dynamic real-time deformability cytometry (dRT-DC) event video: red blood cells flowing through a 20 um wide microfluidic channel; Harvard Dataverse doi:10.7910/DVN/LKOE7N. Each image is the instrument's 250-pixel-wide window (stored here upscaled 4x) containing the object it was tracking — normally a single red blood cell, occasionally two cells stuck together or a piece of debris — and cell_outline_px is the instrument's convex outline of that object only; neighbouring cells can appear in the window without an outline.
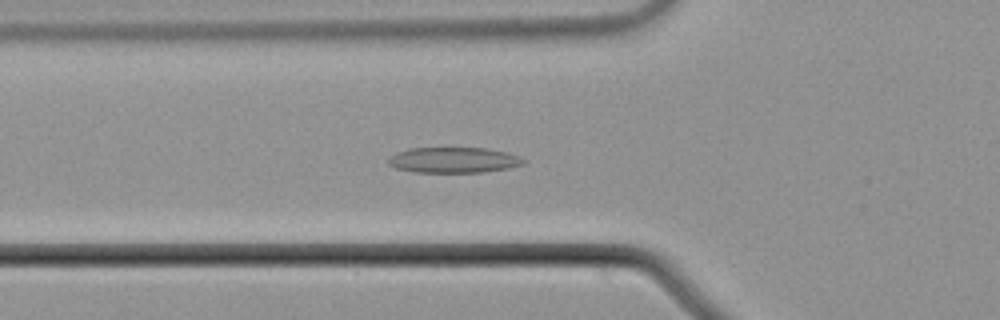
{"species": "common noctule bat (a hibernating species)", "species_latin": "Nyctalus noctula", "temperature_condition": "cold", "stored_images_in_passage": 56, "camera_frame_rate_fps": 3000, "um_per_image_px": 0.085, "animal": {"sex": "male", "body_mass_g": 21.5, "forearm_length_mm": 52.0}, "frame": {"image": 1, "passage_image": 20, "time_ms": 6.333, "image_size_px": [1000, 320], "cell_outline_px": [[528, 160], [524, 164], [508, 168], [484, 172], [412, 172], [396, 168], [388, 164], [388, 156], [396, 152], [408, 148], [488, 148], [508, 152], [520, 156]], "centroid_in_image_um": [38.57, 13.6], "position_along_channel_um": 87.2, "area_um2": 20.46}}
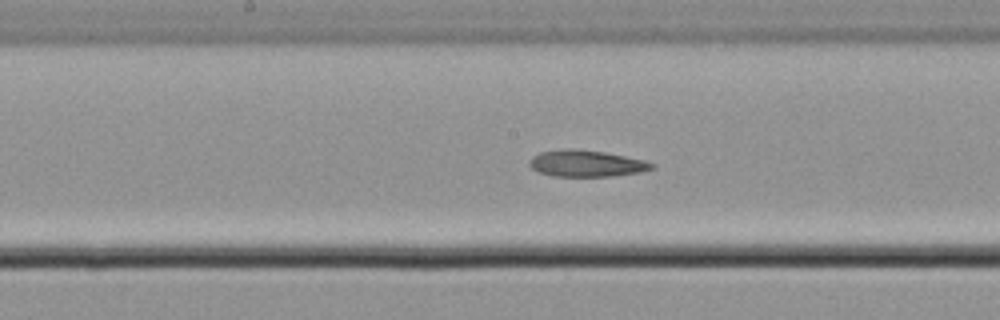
{"frame": {"image": 2, "passage_image": 29, "time_ms": 9.333, "image_size_px": [1000, 320], "cell_outline_px": [[656, 164], [652, 168], [640, 172], [612, 176], [552, 176], [540, 172], [532, 168], [528, 164], [532, 156], [540, 152], [568, 148], [572, 148], [604, 152], [644, 160]], "centroid_in_image_um": [49.82, 13.89], "position_along_channel_um": 198.4, "area_um2": 18.79}}
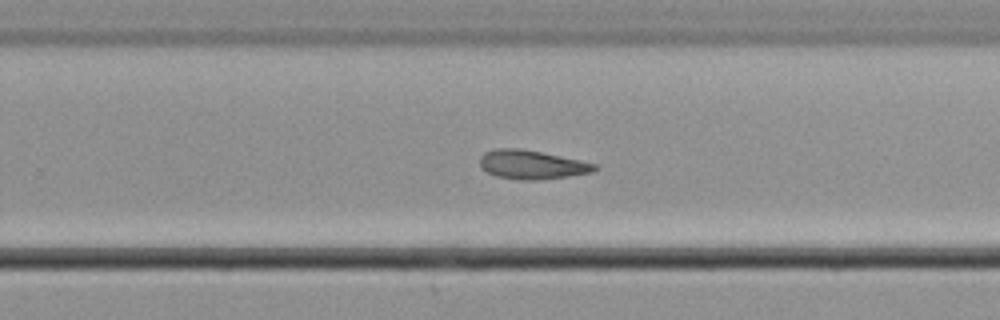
{"frame": {"image": 3, "passage_image": 36, "time_ms": 11.667, "image_size_px": [1000, 320], "cell_outline_px": [[600, 168], [592, 172], [568, 176], [536, 180], [520, 180], [496, 176], [480, 168], [480, 156], [484, 152], [496, 148], [516, 148], [540, 152], [596, 164]], "centroid_in_image_um": [45.16, 14.0], "position_along_channel_um": 284.6, "area_um2": 19.13}}